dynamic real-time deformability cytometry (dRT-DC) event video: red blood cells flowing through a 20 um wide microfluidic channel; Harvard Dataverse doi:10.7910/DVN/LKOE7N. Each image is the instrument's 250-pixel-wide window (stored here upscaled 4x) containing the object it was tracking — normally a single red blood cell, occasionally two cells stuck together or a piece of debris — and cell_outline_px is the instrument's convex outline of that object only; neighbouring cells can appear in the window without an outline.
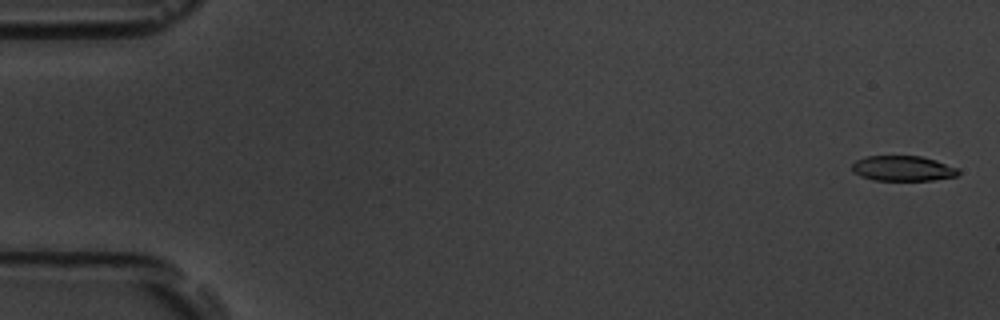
{"species": "common noctule bat (a hibernating species)", "species_latin": "Nyctalus noctula", "temperature_condition": "room temperature", "stored_images_in_passage": 56, "camera_frame_rate_fps": 3000, "um_per_image_px": 0.085, "animal": {"sex": "male", "body_mass_g": 19.5, "forearm_length_mm": 54.6}, "frame": {"image": 1, "passage_image": 2, "time_ms": 0.333, "image_size_px": [1000, 320], "cell_outline_px": [[960, 172], [956, 176], [932, 180], [872, 180], [860, 176], [852, 172], [852, 164], [856, 160], [868, 156], [920, 156], [936, 160], [956, 168]], "centroid_in_image_um": [76.7, 14.32], "position_along_channel_um": 8.3, "area_um2": 15.55}}
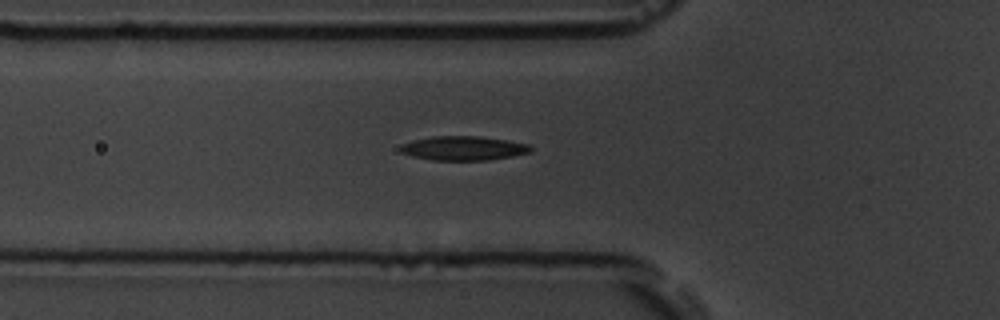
{"frame": {"image": 2, "passage_image": 20, "time_ms": 6.333, "image_size_px": [1000, 320], "cell_outline_px": [[532, 152], [512, 156], [488, 160], [432, 160], [412, 156], [400, 152], [400, 144], [412, 140], [432, 136], [480, 136], [508, 140], [528, 144], [532, 148]], "centroid_in_image_um": [39.38, 12.59], "position_along_channel_um": 86.4, "area_um2": 18.5}}
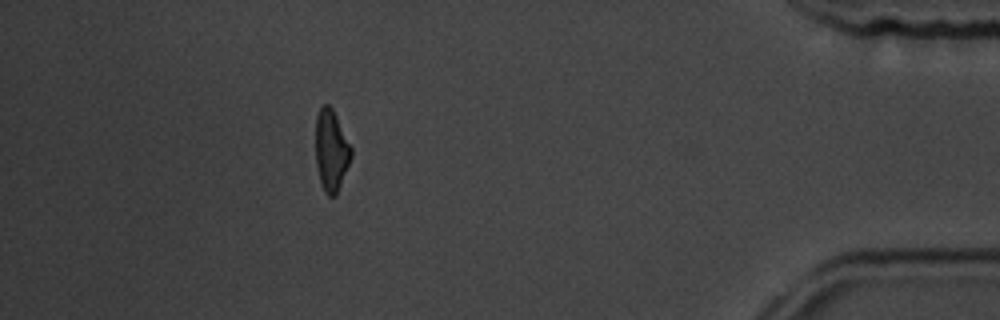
{"frame": {"image": 3, "passage_image": 50, "time_ms": 16.333, "image_size_px": [1000, 320], "cell_outline_px": [[352, 156], [336, 196], [328, 196], [324, 192], [320, 180], [316, 164], [316, 116], [320, 108], [324, 104], [328, 104], [332, 108], [352, 148]], "centroid_in_image_um": [28.15, 12.8], "position_along_channel_um": 407.0, "area_um2": 16.76}, "authors_computed_cell_mechanics": {"area_um2": 17.3978, "velocity_mm_per_s": 3.7163, "shape_relaxation_time_tau1_ms": 3.7151, "shape_relaxation_time_tau2_ms": 5.3101, "deformation_change_tau1": 0.127, "deformation_change_tau2": 0.161}}